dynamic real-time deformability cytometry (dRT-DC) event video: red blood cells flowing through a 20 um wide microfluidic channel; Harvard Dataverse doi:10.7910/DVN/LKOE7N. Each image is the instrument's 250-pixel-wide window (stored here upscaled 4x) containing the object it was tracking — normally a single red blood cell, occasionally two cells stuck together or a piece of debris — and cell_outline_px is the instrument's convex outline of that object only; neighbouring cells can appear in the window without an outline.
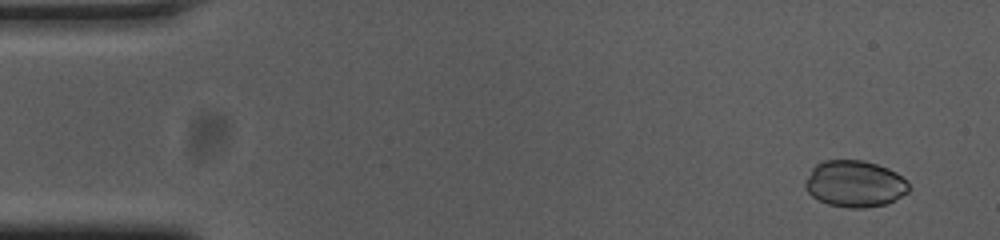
{"species": "common noctule bat (a hibernating species)", "species_latin": "Nyctalus noctula", "temperature_condition": "cold", "stored_images_in_passage": 53, "camera_frame_rate_fps": 3000, "um_per_image_px": 0.085, "animal": {"sex": "female", "body_mass_g": 23.0, "forearm_length_mm": 53.4}, "frame": {"image": 1, "passage_image": 2, "time_ms": 0.333, "image_size_px": [1000, 240], "cell_outline_px": [[908, 192], [888, 204], [864, 208], [848, 208], [828, 204], [812, 196], [804, 188], [804, 180], [812, 168], [816, 164], [824, 160], [864, 160], [888, 168], [896, 172], [908, 180]], "centroid_in_image_um": [72.65, 15.62], "position_along_channel_um": 12.4, "area_um2": 28.38}}
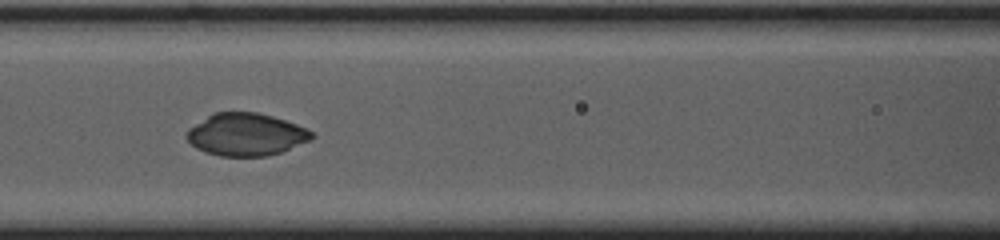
{"frame": {"image": 2, "passage_image": 22, "time_ms": 7.0, "image_size_px": [1000, 240], "cell_outline_px": [[316, 136], [312, 140], [280, 152], [268, 156], [220, 156], [204, 152], [196, 148], [184, 136], [188, 128], [212, 112], [256, 112], [272, 116], [296, 124], [312, 132]], "centroid_in_image_um": [20.88, 11.43], "position_along_channel_um": 145.7, "area_um2": 31.1}}
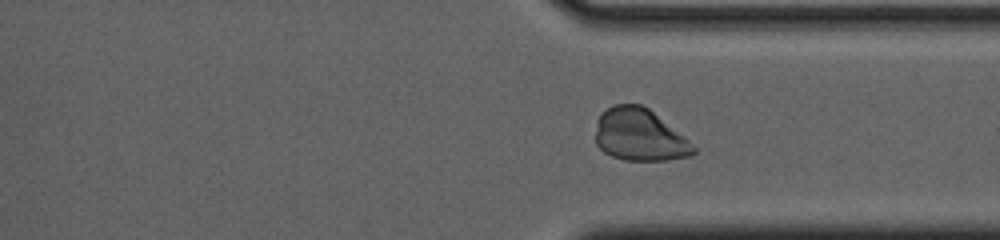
{"frame": {"image": 3, "passage_image": 39, "time_ms": 12.667, "image_size_px": [1000, 240], "cell_outline_px": [[696, 152], [692, 156], [668, 160], [624, 160], [612, 156], [604, 152], [596, 144], [596, 120], [600, 112], [612, 104], [640, 104], [648, 108], [684, 136], [696, 148]], "centroid_in_image_um": [54.34, 11.47], "position_along_channel_um": 357.1, "area_um2": 29.94}}